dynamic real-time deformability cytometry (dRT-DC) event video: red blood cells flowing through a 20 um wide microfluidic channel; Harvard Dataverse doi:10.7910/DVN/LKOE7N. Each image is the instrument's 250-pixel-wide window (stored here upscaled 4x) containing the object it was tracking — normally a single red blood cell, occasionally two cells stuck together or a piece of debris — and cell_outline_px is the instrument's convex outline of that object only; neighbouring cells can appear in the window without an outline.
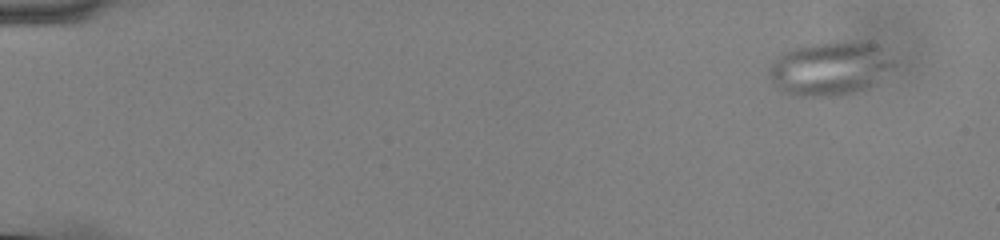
{"species": "common noctule bat (a hibernating species)", "species_latin": "Nyctalus noctula", "temperature_condition": "cold", "stored_images_in_passage": 56, "camera_frame_rate_fps": 3000, "um_per_image_px": 0.085, "animal": {"sex": "male", "body_mass_g": 13.0, "forearm_length_mm": 53.1}, "frame": {"image": 1, "passage_image": 4, "time_ms": 1.0, "image_size_px": [1000, 240], "cell_outline_px": [[900, 60], [896, 68], [868, 84], [860, 88], [848, 92], [824, 96], [796, 96], [776, 88], [772, 84], [768, 76], [768, 68], [784, 52], [804, 44], [856, 40], [880, 44], [900, 56]], "centroid_in_image_um": [70.64, 5.74], "position_along_channel_um": 14.4, "area_um2": 39.65}}
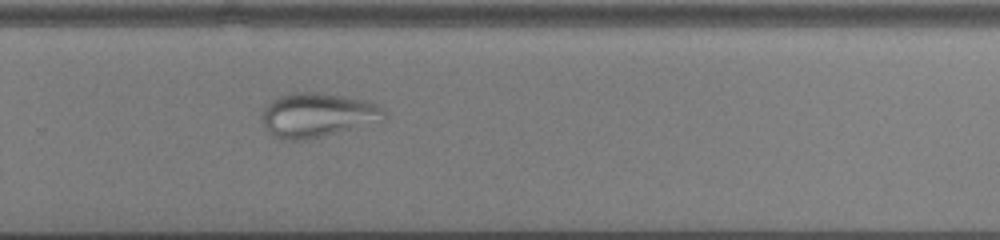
{"frame": {"image": 2, "passage_image": 39, "time_ms": 12.667, "image_size_px": [1000, 240], "cell_outline_px": [[388, 120], [304, 140], [280, 140], [272, 136], [268, 132], [260, 116], [264, 108], [272, 100], [288, 92], [312, 92], [368, 100], [376, 104], [384, 112]], "centroid_in_image_um": [26.96, 9.79], "position_along_channel_um": 302.8, "area_um2": 31.56}}
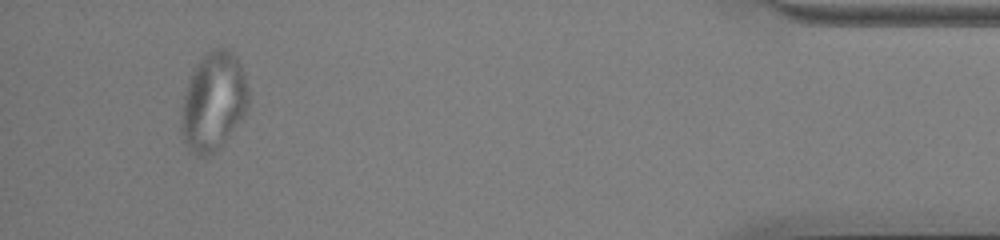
{"frame": {"image": 3, "passage_image": 53, "time_ms": 17.333, "image_size_px": [1000, 240], "cell_outline_px": [[248, 108], [224, 144], [216, 152], [204, 156], [200, 156], [188, 152], [180, 128], [180, 112], [184, 92], [188, 80], [196, 64], [212, 48], [224, 48], [232, 52], [236, 56], [240, 64], [248, 88]], "centroid_in_image_um": [18.11, 8.67], "position_along_channel_um": 417.1, "area_um2": 38.9}}